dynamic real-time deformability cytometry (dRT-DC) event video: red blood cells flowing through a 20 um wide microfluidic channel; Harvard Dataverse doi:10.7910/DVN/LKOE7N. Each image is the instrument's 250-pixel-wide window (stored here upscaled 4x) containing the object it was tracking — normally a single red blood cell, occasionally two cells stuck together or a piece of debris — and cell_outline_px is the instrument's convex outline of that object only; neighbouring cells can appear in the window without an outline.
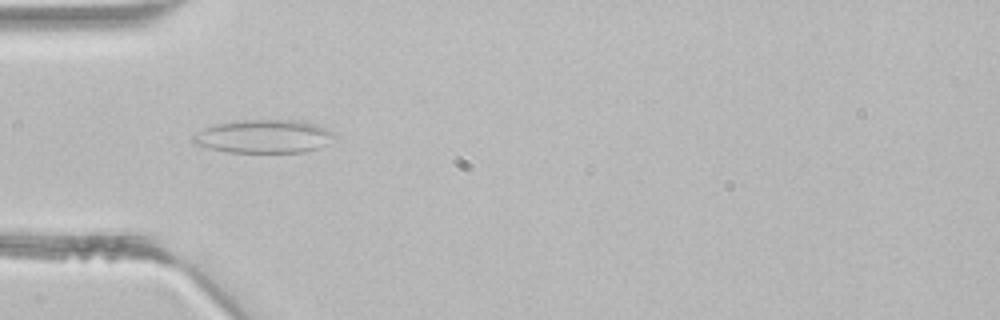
{"species": "common noctule bat (a hibernating species)", "species_latin": "Nyctalus noctula", "temperature_condition": "room temperature", "stored_images_in_passage": 4, "camera_frame_rate_fps": 3000, "um_per_image_px": 0.085, "animal": {"sex": "male", "body_mass_g": 21.5, "forearm_length_mm": 52.0}, "frame": {"image": 1, "passage_image": 3, "time_ms": 0.667, "image_size_px": [1000, 320], "cell_outline_px": [[340, 136], [316, 148], [304, 152], [228, 152], [208, 148], [196, 144], [192, 140], [192, 136], [196, 132], [204, 128], [216, 124], [244, 120], [304, 120], [328, 128], [336, 132]], "centroid_in_image_um": [22.48, 11.58], "position_along_channel_um": 62.5, "area_um2": 27.63}}